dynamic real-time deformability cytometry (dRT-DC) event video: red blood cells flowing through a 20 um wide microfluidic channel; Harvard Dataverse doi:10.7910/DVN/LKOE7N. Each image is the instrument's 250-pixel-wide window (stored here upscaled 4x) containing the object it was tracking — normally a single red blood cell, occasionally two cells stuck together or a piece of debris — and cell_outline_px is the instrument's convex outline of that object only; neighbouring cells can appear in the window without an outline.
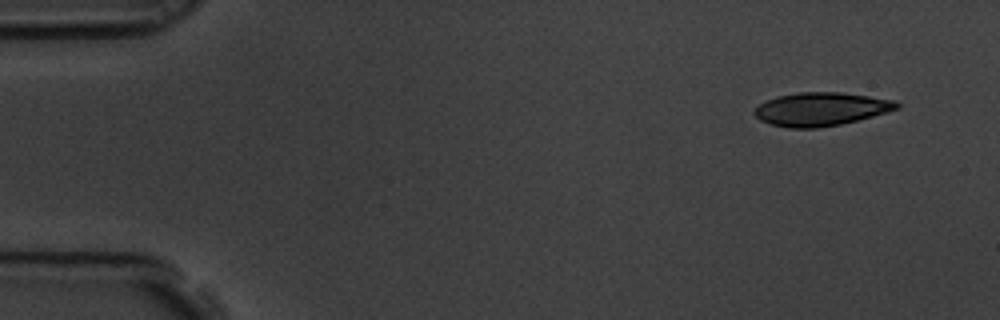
{"species": "common noctule bat (a hibernating species)", "species_latin": "Nyctalus noctula", "temperature_condition": "room temperature", "stored_images_in_passage": 3, "camera_frame_rate_fps": 3000, "um_per_image_px": 0.085, "animal": {"sex": "male", "body_mass_g": 19.5, "forearm_length_mm": 54.6}, "frame": {"image": 1, "passage_image": 1, "time_ms": 0.0, "image_size_px": [1000, 320], "cell_outline_px": [[900, 108], [872, 116], [840, 124], [816, 128], [788, 128], [772, 124], [760, 120], [752, 112], [760, 104], [776, 96], [800, 92], [840, 92], [896, 100], [900, 104]], "centroid_in_image_um": [69.78, 9.27], "position_along_channel_um": 15.2, "area_um2": 27.51}}